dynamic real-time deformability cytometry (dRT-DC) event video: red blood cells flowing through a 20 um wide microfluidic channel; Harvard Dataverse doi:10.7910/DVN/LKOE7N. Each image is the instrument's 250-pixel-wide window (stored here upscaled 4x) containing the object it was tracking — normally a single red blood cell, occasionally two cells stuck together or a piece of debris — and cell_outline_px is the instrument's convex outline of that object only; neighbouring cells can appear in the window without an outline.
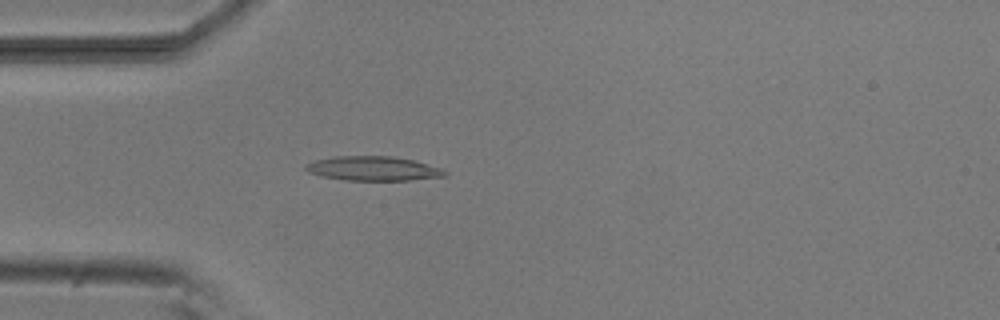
{"species": "common noctule bat (a hibernating species)", "species_latin": "Nyctalus noctula", "temperature_condition": "room temperature", "stored_images_in_passage": 4, "camera_frame_rate_fps": 3000, "um_per_image_px": 0.085, "animal": {"sex": "male", "body_mass_g": 20.5, "forearm_length_mm": 52.5}, "frame": {"image": 1, "passage_image": 4, "time_ms": 4.333, "image_size_px": [1000, 320], "cell_outline_px": [[448, 176], [412, 180], [344, 180], [320, 176], [308, 172], [304, 168], [304, 164], [316, 160], [332, 156], [392, 156], [412, 160], [444, 168], [448, 172]], "centroid_in_image_um": [31.74, 14.32], "position_along_channel_um": 53.3, "area_um2": 20.0}}